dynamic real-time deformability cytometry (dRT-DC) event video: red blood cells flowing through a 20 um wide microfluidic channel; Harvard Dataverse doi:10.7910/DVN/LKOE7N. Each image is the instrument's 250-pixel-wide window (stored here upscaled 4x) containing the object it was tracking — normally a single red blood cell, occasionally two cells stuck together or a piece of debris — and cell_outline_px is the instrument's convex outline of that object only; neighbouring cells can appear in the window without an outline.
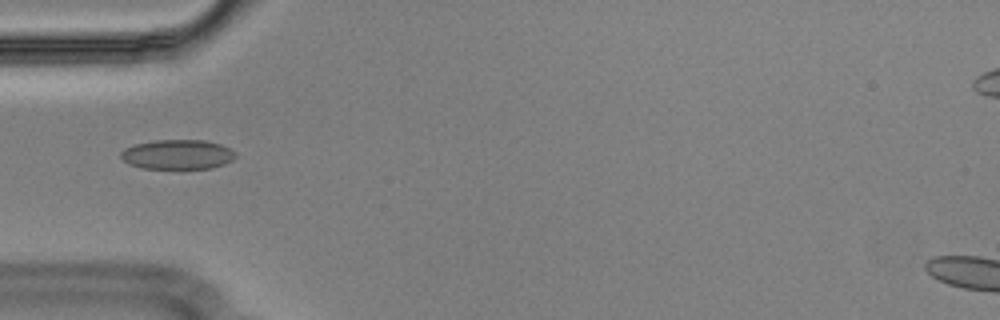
{"species": "Egyptian fruit bat (a non-hibernating species)", "species_latin": "Rousettus aegyptiacus", "temperature_condition": "cold", "stored_images_in_passage": 13, "camera_frame_rate_fps": 3000, "um_per_image_px": 0.085, "animal": {"sex": "male"}, "frame": {"image": 1, "passage_image": 1, "time_ms": 0.0, "image_size_px": [1000, 320], "cell_outline_px": [[236, 156], [232, 160], [224, 164], [212, 168], [140, 168], [128, 164], [120, 156], [120, 152], [124, 148], [136, 144], [156, 140], [204, 140], [220, 144], [236, 152]], "centroid_in_image_um": [15.08, 13.13], "position_along_channel_um": 69.9, "area_um2": 19.77}}
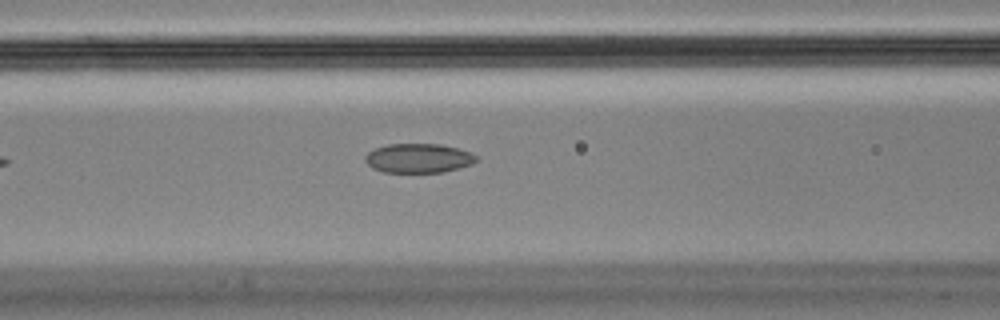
{"frame": {"image": 2, "passage_image": 6, "time_ms": 1.667, "image_size_px": [1000, 320], "cell_outline_px": [[480, 160], [472, 164], [460, 168], [444, 172], [384, 172], [372, 168], [364, 160], [364, 156], [368, 152], [376, 148], [388, 144], [440, 144], [472, 152]], "centroid_in_image_um": [35.59, 13.45], "position_along_channel_um": 131.0, "area_um2": 19.07}}